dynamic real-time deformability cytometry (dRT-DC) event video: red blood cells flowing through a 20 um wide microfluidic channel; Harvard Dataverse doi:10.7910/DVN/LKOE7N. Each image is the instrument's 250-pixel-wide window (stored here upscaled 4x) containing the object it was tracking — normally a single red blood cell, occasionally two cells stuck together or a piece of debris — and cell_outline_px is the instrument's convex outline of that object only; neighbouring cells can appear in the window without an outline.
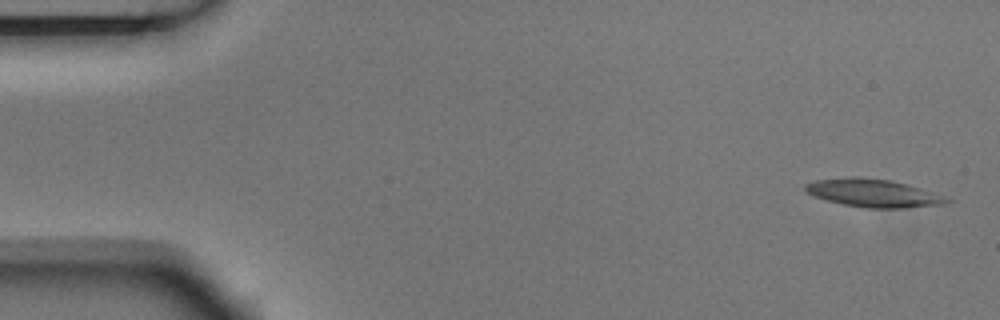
{"species": "Egyptian fruit bat (a non-hibernating species)", "species_latin": "Rousettus aegyptiacus", "temperature_condition": "room temperature", "stored_images_in_passage": 4, "camera_frame_rate_fps": 3000, "um_per_image_px": 0.085, "animal": {"sex": "male"}, "frame": {"image": 1, "passage_image": 1, "time_ms": 0.0, "image_size_px": [1000, 320], "cell_outline_px": [[952, 200], [940, 204], [900, 208], [868, 208], [844, 204], [828, 200], [816, 196], [808, 192], [804, 188], [804, 184], [816, 180], [852, 176], [856, 176], [892, 180]], "centroid_in_image_um": [74.11, 16.4], "position_along_channel_um": 10.9, "area_um2": 22.25}}
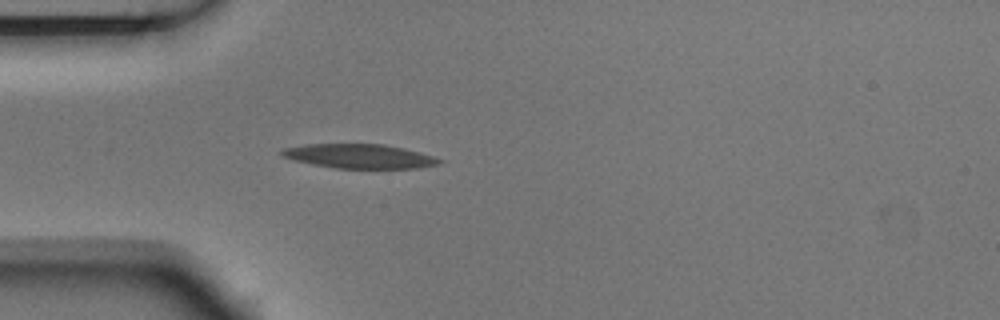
{"frame": {"image": 2, "passage_image": 4, "time_ms": 1.0, "image_size_px": [1000, 320], "cell_outline_px": [[444, 160], [440, 164], [416, 168], [332, 168], [292, 160], [284, 156], [280, 152], [284, 148], [304, 144], [380, 144], [404, 148], [432, 156]], "centroid_in_image_um": [30.53, 13.28], "position_along_channel_um": 54.5, "area_um2": 22.14}}